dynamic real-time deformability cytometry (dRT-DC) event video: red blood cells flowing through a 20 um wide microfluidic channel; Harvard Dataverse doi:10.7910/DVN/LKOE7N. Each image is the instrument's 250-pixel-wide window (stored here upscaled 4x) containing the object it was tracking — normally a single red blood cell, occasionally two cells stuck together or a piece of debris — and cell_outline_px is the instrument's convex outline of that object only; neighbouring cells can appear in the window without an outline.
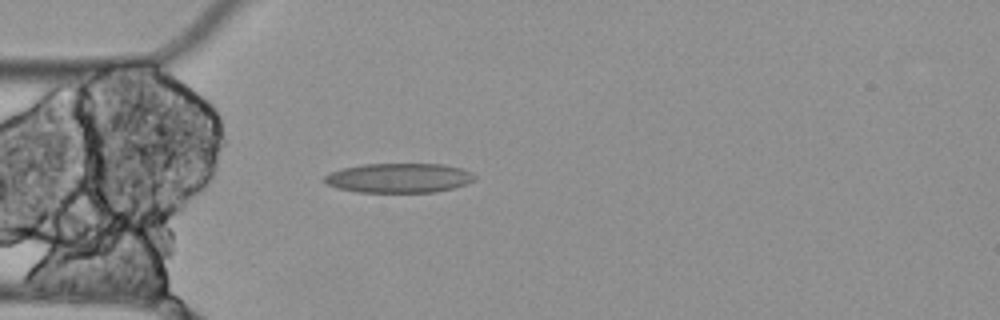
{"species": "Egyptian fruit bat (a non-hibernating species)", "species_latin": "Rousettus aegyptiacus", "temperature_condition": "cold", "stored_images_in_passage": 1, "camera_frame_rate_fps": 3000, "um_per_image_px": 0.085, "animal": {"sex": "female"}, "frame": {"image": 1, "passage_image": 1, "time_ms": 0.0, "image_size_px": [1000, 320], "cell_outline_px": [[476, 180], [452, 188], [436, 192], [360, 192], [336, 188], [328, 184], [324, 180], [324, 176], [332, 172], [344, 168], [360, 164], [444, 164], [460, 168], [472, 172], [476, 176]], "centroid_in_image_um": [33.93, 15.12], "position_along_channel_um": 51.1, "area_um2": 25.78}}